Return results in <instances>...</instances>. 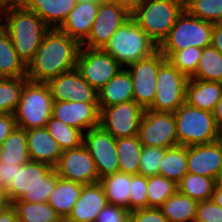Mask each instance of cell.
Masks as SVG:
<instances>
[{
    "mask_svg": "<svg viewBox=\"0 0 222 222\" xmlns=\"http://www.w3.org/2000/svg\"><path fill=\"white\" fill-rule=\"evenodd\" d=\"M81 45L58 28H50L33 60L27 65L26 78L47 83L58 75L76 68Z\"/></svg>",
    "mask_w": 222,
    "mask_h": 222,
    "instance_id": "1",
    "label": "cell"
},
{
    "mask_svg": "<svg viewBox=\"0 0 222 222\" xmlns=\"http://www.w3.org/2000/svg\"><path fill=\"white\" fill-rule=\"evenodd\" d=\"M0 26L10 36L17 55L26 66L33 60L50 29L35 12L24 6L1 9Z\"/></svg>",
    "mask_w": 222,
    "mask_h": 222,
    "instance_id": "2",
    "label": "cell"
},
{
    "mask_svg": "<svg viewBox=\"0 0 222 222\" xmlns=\"http://www.w3.org/2000/svg\"><path fill=\"white\" fill-rule=\"evenodd\" d=\"M57 175L54 167L36 161H29L16 168L15 179L6 190L10 202L21 200L25 202H48L50 194L55 189Z\"/></svg>",
    "mask_w": 222,
    "mask_h": 222,
    "instance_id": "3",
    "label": "cell"
},
{
    "mask_svg": "<svg viewBox=\"0 0 222 222\" xmlns=\"http://www.w3.org/2000/svg\"><path fill=\"white\" fill-rule=\"evenodd\" d=\"M103 49L126 68L154 54L158 45L130 18L114 32Z\"/></svg>",
    "mask_w": 222,
    "mask_h": 222,
    "instance_id": "4",
    "label": "cell"
},
{
    "mask_svg": "<svg viewBox=\"0 0 222 222\" xmlns=\"http://www.w3.org/2000/svg\"><path fill=\"white\" fill-rule=\"evenodd\" d=\"M178 145L195 146L215 142L222 138L212 112L182 104L175 112Z\"/></svg>",
    "mask_w": 222,
    "mask_h": 222,
    "instance_id": "5",
    "label": "cell"
},
{
    "mask_svg": "<svg viewBox=\"0 0 222 222\" xmlns=\"http://www.w3.org/2000/svg\"><path fill=\"white\" fill-rule=\"evenodd\" d=\"M184 9L183 0H145L131 18L159 46Z\"/></svg>",
    "mask_w": 222,
    "mask_h": 222,
    "instance_id": "6",
    "label": "cell"
},
{
    "mask_svg": "<svg viewBox=\"0 0 222 222\" xmlns=\"http://www.w3.org/2000/svg\"><path fill=\"white\" fill-rule=\"evenodd\" d=\"M54 100L46 83L27 81L13 113L17 127L25 130L45 127L52 117Z\"/></svg>",
    "mask_w": 222,
    "mask_h": 222,
    "instance_id": "7",
    "label": "cell"
},
{
    "mask_svg": "<svg viewBox=\"0 0 222 222\" xmlns=\"http://www.w3.org/2000/svg\"><path fill=\"white\" fill-rule=\"evenodd\" d=\"M213 23L193 17L186 9L178 16L159 51H180L187 47L203 49L211 45Z\"/></svg>",
    "mask_w": 222,
    "mask_h": 222,
    "instance_id": "8",
    "label": "cell"
},
{
    "mask_svg": "<svg viewBox=\"0 0 222 222\" xmlns=\"http://www.w3.org/2000/svg\"><path fill=\"white\" fill-rule=\"evenodd\" d=\"M188 80L187 76L165 59L159 66L156 95L154 102L148 109L174 113L185 103Z\"/></svg>",
    "mask_w": 222,
    "mask_h": 222,
    "instance_id": "9",
    "label": "cell"
},
{
    "mask_svg": "<svg viewBox=\"0 0 222 222\" xmlns=\"http://www.w3.org/2000/svg\"><path fill=\"white\" fill-rule=\"evenodd\" d=\"M123 68L103 48L81 46L76 69L97 92Z\"/></svg>",
    "mask_w": 222,
    "mask_h": 222,
    "instance_id": "10",
    "label": "cell"
},
{
    "mask_svg": "<svg viewBox=\"0 0 222 222\" xmlns=\"http://www.w3.org/2000/svg\"><path fill=\"white\" fill-rule=\"evenodd\" d=\"M138 137L143 146L165 149L178 146L174 113L144 109Z\"/></svg>",
    "mask_w": 222,
    "mask_h": 222,
    "instance_id": "11",
    "label": "cell"
},
{
    "mask_svg": "<svg viewBox=\"0 0 222 222\" xmlns=\"http://www.w3.org/2000/svg\"><path fill=\"white\" fill-rule=\"evenodd\" d=\"M165 59L157 50L151 56L127 66L133 83V101L143 109H148L154 102L159 66Z\"/></svg>",
    "mask_w": 222,
    "mask_h": 222,
    "instance_id": "12",
    "label": "cell"
},
{
    "mask_svg": "<svg viewBox=\"0 0 222 222\" xmlns=\"http://www.w3.org/2000/svg\"><path fill=\"white\" fill-rule=\"evenodd\" d=\"M100 126L115 139L138 135L139 123L144 109L135 101L110 107H99Z\"/></svg>",
    "mask_w": 222,
    "mask_h": 222,
    "instance_id": "13",
    "label": "cell"
},
{
    "mask_svg": "<svg viewBox=\"0 0 222 222\" xmlns=\"http://www.w3.org/2000/svg\"><path fill=\"white\" fill-rule=\"evenodd\" d=\"M83 145L95 162L99 178L119 172L116 139L100 125L84 132Z\"/></svg>",
    "mask_w": 222,
    "mask_h": 222,
    "instance_id": "14",
    "label": "cell"
},
{
    "mask_svg": "<svg viewBox=\"0 0 222 222\" xmlns=\"http://www.w3.org/2000/svg\"><path fill=\"white\" fill-rule=\"evenodd\" d=\"M54 170L59 177L83 185L100 181L95 162L83 144L64 150Z\"/></svg>",
    "mask_w": 222,
    "mask_h": 222,
    "instance_id": "15",
    "label": "cell"
},
{
    "mask_svg": "<svg viewBox=\"0 0 222 222\" xmlns=\"http://www.w3.org/2000/svg\"><path fill=\"white\" fill-rule=\"evenodd\" d=\"M130 18L131 15L116 4L107 1L101 2L90 34L81 46L103 48L114 32Z\"/></svg>",
    "mask_w": 222,
    "mask_h": 222,
    "instance_id": "16",
    "label": "cell"
},
{
    "mask_svg": "<svg viewBox=\"0 0 222 222\" xmlns=\"http://www.w3.org/2000/svg\"><path fill=\"white\" fill-rule=\"evenodd\" d=\"M52 117L83 133L100 125L98 102L54 101Z\"/></svg>",
    "mask_w": 222,
    "mask_h": 222,
    "instance_id": "17",
    "label": "cell"
},
{
    "mask_svg": "<svg viewBox=\"0 0 222 222\" xmlns=\"http://www.w3.org/2000/svg\"><path fill=\"white\" fill-rule=\"evenodd\" d=\"M221 166L222 138L212 143L187 147L188 172L215 180Z\"/></svg>",
    "mask_w": 222,
    "mask_h": 222,
    "instance_id": "18",
    "label": "cell"
},
{
    "mask_svg": "<svg viewBox=\"0 0 222 222\" xmlns=\"http://www.w3.org/2000/svg\"><path fill=\"white\" fill-rule=\"evenodd\" d=\"M108 204L100 182L85 184L80 197L65 222H96L98 214Z\"/></svg>",
    "mask_w": 222,
    "mask_h": 222,
    "instance_id": "19",
    "label": "cell"
},
{
    "mask_svg": "<svg viewBox=\"0 0 222 222\" xmlns=\"http://www.w3.org/2000/svg\"><path fill=\"white\" fill-rule=\"evenodd\" d=\"M99 7L100 3L77 2L58 29L82 45L90 34Z\"/></svg>",
    "mask_w": 222,
    "mask_h": 222,
    "instance_id": "20",
    "label": "cell"
},
{
    "mask_svg": "<svg viewBox=\"0 0 222 222\" xmlns=\"http://www.w3.org/2000/svg\"><path fill=\"white\" fill-rule=\"evenodd\" d=\"M26 140L31 161L56 166L63 151L46 127L26 130Z\"/></svg>",
    "mask_w": 222,
    "mask_h": 222,
    "instance_id": "21",
    "label": "cell"
},
{
    "mask_svg": "<svg viewBox=\"0 0 222 222\" xmlns=\"http://www.w3.org/2000/svg\"><path fill=\"white\" fill-rule=\"evenodd\" d=\"M97 93L99 107L133 101V83L127 67L121 68Z\"/></svg>",
    "mask_w": 222,
    "mask_h": 222,
    "instance_id": "22",
    "label": "cell"
},
{
    "mask_svg": "<svg viewBox=\"0 0 222 222\" xmlns=\"http://www.w3.org/2000/svg\"><path fill=\"white\" fill-rule=\"evenodd\" d=\"M77 0H26L23 6L35 12L49 28H59Z\"/></svg>",
    "mask_w": 222,
    "mask_h": 222,
    "instance_id": "23",
    "label": "cell"
},
{
    "mask_svg": "<svg viewBox=\"0 0 222 222\" xmlns=\"http://www.w3.org/2000/svg\"><path fill=\"white\" fill-rule=\"evenodd\" d=\"M221 97L222 83L189 78L185 99L189 105L212 112Z\"/></svg>",
    "mask_w": 222,
    "mask_h": 222,
    "instance_id": "24",
    "label": "cell"
},
{
    "mask_svg": "<svg viewBox=\"0 0 222 222\" xmlns=\"http://www.w3.org/2000/svg\"><path fill=\"white\" fill-rule=\"evenodd\" d=\"M83 184L59 177L55 189L48 199L49 205L56 211L62 220L70 214L73 206L80 197Z\"/></svg>",
    "mask_w": 222,
    "mask_h": 222,
    "instance_id": "25",
    "label": "cell"
},
{
    "mask_svg": "<svg viewBox=\"0 0 222 222\" xmlns=\"http://www.w3.org/2000/svg\"><path fill=\"white\" fill-rule=\"evenodd\" d=\"M108 204L123 207L129 211L131 174L116 172L100 178Z\"/></svg>",
    "mask_w": 222,
    "mask_h": 222,
    "instance_id": "26",
    "label": "cell"
},
{
    "mask_svg": "<svg viewBox=\"0 0 222 222\" xmlns=\"http://www.w3.org/2000/svg\"><path fill=\"white\" fill-rule=\"evenodd\" d=\"M27 66L17 55L10 36L0 26V77H26Z\"/></svg>",
    "mask_w": 222,
    "mask_h": 222,
    "instance_id": "27",
    "label": "cell"
},
{
    "mask_svg": "<svg viewBox=\"0 0 222 222\" xmlns=\"http://www.w3.org/2000/svg\"><path fill=\"white\" fill-rule=\"evenodd\" d=\"M198 201L177 191L160 207L169 222H194Z\"/></svg>",
    "mask_w": 222,
    "mask_h": 222,
    "instance_id": "28",
    "label": "cell"
},
{
    "mask_svg": "<svg viewBox=\"0 0 222 222\" xmlns=\"http://www.w3.org/2000/svg\"><path fill=\"white\" fill-rule=\"evenodd\" d=\"M0 160L4 163L24 165L31 161L26 140V130L17 127L0 147Z\"/></svg>",
    "mask_w": 222,
    "mask_h": 222,
    "instance_id": "29",
    "label": "cell"
},
{
    "mask_svg": "<svg viewBox=\"0 0 222 222\" xmlns=\"http://www.w3.org/2000/svg\"><path fill=\"white\" fill-rule=\"evenodd\" d=\"M159 175L178 184L188 173L187 147L178 145L167 148L159 164Z\"/></svg>",
    "mask_w": 222,
    "mask_h": 222,
    "instance_id": "30",
    "label": "cell"
},
{
    "mask_svg": "<svg viewBox=\"0 0 222 222\" xmlns=\"http://www.w3.org/2000/svg\"><path fill=\"white\" fill-rule=\"evenodd\" d=\"M142 147L138 135L116 139L119 172L138 174Z\"/></svg>",
    "mask_w": 222,
    "mask_h": 222,
    "instance_id": "31",
    "label": "cell"
},
{
    "mask_svg": "<svg viewBox=\"0 0 222 222\" xmlns=\"http://www.w3.org/2000/svg\"><path fill=\"white\" fill-rule=\"evenodd\" d=\"M19 222H61L62 219L48 202H25L16 200L12 202Z\"/></svg>",
    "mask_w": 222,
    "mask_h": 222,
    "instance_id": "32",
    "label": "cell"
},
{
    "mask_svg": "<svg viewBox=\"0 0 222 222\" xmlns=\"http://www.w3.org/2000/svg\"><path fill=\"white\" fill-rule=\"evenodd\" d=\"M190 79L222 83V54L212 45L204 47L196 72Z\"/></svg>",
    "mask_w": 222,
    "mask_h": 222,
    "instance_id": "33",
    "label": "cell"
},
{
    "mask_svg": "<svg viewBox=\"0 0 222 222\" xmlns=\"http://www.w3.org/2000/svg\"><path fill=\"white\" fill-rule=\"evenodd\" d=\"M177 187L180 193L199 202L211 199L215 181L213 178L188 172Z\"/></svg>",
    "mask_w": 222,
    "mask_h": 222,
    "instance_id": "34",
    "label": "cell"
},
{
    "mask_svg": "<svg viewBox=\"0 0 222 222\" xmlns=\"http://www.w3.org/2000/svg\"><path fill=\"white\" fill-rule=\"evenodd\" d=\"M45 127L49 134L58 142L62 151L75 149L83 144L84 133L59 119L51 117Z\"/></svg>",
    "mask_w": 222,
    "mask_h": 222,
    "instance_id": "35",
    "label": "cell"
},
{
    "mask_svg": "<svg viewBox=\"0 0 222 222\" xmlns=\"http://www.w3.org/2000/svg\"><path fill=\"white\" fill-rule=\"evenodd\" d=\"M27 81L26 77H0V113L13 114L15 112L23 85Z\"/></svg>",
    "mask_w": 222,
    "mask_h": 222,
    "instance_id": "36",
    "label": "cell"
},
{
    "mask_svg": "<svg viewBox=\"0 0 222 222\" xmlns=\"http://www.w3.org/2000/svg\"><path fill=\"white\" fill-rule=\"evenodd\" d=\"M162 55L182 74L191 78L200 60L202 49L198 47H187L180 51H160Z\"/></svg>",
    "mask_w": 222,
    "mask_h": 222,
    "instance_id": "37",
    "label": "cell"
},
{
    "mask_svg": "<svg viewBox=\"0 0 222 222\" xmlns=\"http://www.w3.org/2000/svg\"><path fill=\"white\" fill-rule=\"evenodd\" d=\"M177 191V184L164 176L156 175L148 177V207L160 208L162 204Z\"/></svg>",
    "mask_w": 222,
    "mask_h": 222,
    "instance_id": "38",
    "label": "cell"
},
{
    "mask_svg": "<svg viewBox=\"0 0 222 222\" xmlns=\"http://www.w3.org/2000/svg\"><path fill=\"white\" fill-rule=\"evenodd\" d=\"M185 9L196 18L210 23L222 22V0H183Z\"/></svg>",
    "mask_w": 222,
    "mask_h": 222,
    "instance_id": "39",
    "label": "cell"
},
{
    "mask_svg": "<svg viewBox=\"0 0 222 222\" xmlns=\"http://www.w3.org/2000/svg\"><path fill=\"white\" fill-rule=\"evenodd\" d=\"M165 150V148L143 146L138 174L145 177L159 175V164L164 156Z\"/></svg>",
    "mask_w": 222,
    "mask_h": 222,
    "instance_id": "40",
    "label": "cell"
},
{
    "mask_svg": "<svg viewBox=\"0 0 222 222\" xmlns=\"http://www.w3.org/2000/svg\"><path fill=\"white\" fill-rule=\"evenodd\" d=\"M54 101H67L73 97L74 69L64 72L46 83Z\"/></svg>",
    "mask_w": 222,
    "mask_h": 222,
    "instance_id": "41",
    "label": "cell"
},
{
    "mask_svg": "<svg viewBox=\"0 0 222 222\" xmlns=\"http://www.w3.org/2000/svg\"><path fill=\"white\" fill-rule=\"evenodd\" d=\"M147 186L148 177L140 174H131L129 212L136 209L148 208Z\"/></svg>",
    "mask_w": 222,
    "mask_h": 222,
    "instance_id": "42",
    "label": "cell"
},
{
    "mask_svg": "<svg viewBox=\"0 0 222 222\" xmlns=\"http://www.w3.org/2000/svg\"><path fill=\"white\" fill-rule=\"evenodd\" d=\"M69 101L74 102H98V93L81 76L78 70L74 69L73 97Z\"/></svg>",
    "mask_w": 222,
    "mask_h": 222,
    "instance_id": "43",
    "label": "cell"
},
{
    "mask_svg": "<svg viewBox=\"0 0 222 222\" xmlns=\"http://www.w3.org/2000/svg\"><path fill=\"white\" fill-rule=\"evenodd\" d=\"M195 221L222 222V207L215 204L212 199L199 201Z\"/></svg>",
    "mask_w": 222,
    "mask_h": 222,
    "instance_id": "44",
    "label": "cell"
},
{
    "mask_svg": "<svg viewBox=\"0 0 222 222\" xmlns=\"http://www.w3.org/2000/svg\"><path fill=\"white\" fill-rule=\"evenodd\" d=\"M96 222H130L129 211L117 205L107 204L98 214Z\"/></svg>",
    "mask_w": 222,
    "mask_h": 222,
    "instance_id": "45",
    "label": "cell"
},
{
    "mask_svg": "<svg viewBox=\"0 0 222 222\" xmlns=\"http://www.w3.org/2000/svg\"><path fill=\"white\" fill-rule=\"evenodd\" d=\"M130 222H169L160 208H143L129 212Z\"/></svg>",
    "mask_w": 222,
    "mask_h": 222,
    "instance_id": "46",
    "label": "cell"
},
{
    "mask_svg": "<svg viewBox=\"0 0 222 222\" xmlns=\"http://www.w3.org/2000/svg\"><path fill=\"white\" fill-rule=\"evenodd\" d=\"M22 165L4 163L0 160V187L7 190L11 185L13 179H15L16 168H20Z\"/></svg>",
    "mask_w": 222,
    "mask_h": 222,
    "instance_id": "47",
    "label": "cell"
},
{
    "mask_svg": "<svg viewBox=\"0 0 222 222\" xmlns=\"http://www.w3.org/2000/svg\"><path fill=\"white\" fill-rule=\"evenodd\" d=\"M16 126V120L13 114L0 113V147Z\"/></svg>",
    "mask_w": 222,
    "mask_h": 222,
    "instance_id": "48",
    "label": "cell"
},
{
    "mask_svg": "<svg viewBox=\"0 0 222 222\" xmlns=\"http://www.w3.org/2000/svg\"><path fill=\"white\" fill-rule=\"evenodd\" d=\"M114 3L117 6L125 9L130 15L145 1V0H104Z\"/></svg>",
    "mask_w": 222,
    "mask_h": 222,
    "instance_id": "49",
    "label": "cell"
},
{
    "mask_svg": "<svg viewBox=\"0 0 222 222\" xmlns=\"http://www.w3.org/2000/svg\"><path fill=\"white\" fill-rule=\"evenodd\" d=\"M211 45L222 54V22L213 24Z\"/></svg>",
    "mask_w": 222,
    "mask_h": 222,
    "instance_id": "50",
    "label": "cell"
},
{
    "mask_svg": "<svg viewBox=\"0 0 222 222\" xmlns=\"http://www.w3.org/2000/svg\"><path fill=\"white\" fill-rule=\"evenodd\" d=\"M0 222H19L17 212L12 205L0 211Z\"/></svg>",
    "mask_w": 222,
    "mask_h": 222,
    "instance_id": "51",
    "label": "cell"
},
{
    "mask_svg": "<svg viewBox=\"0 0 222 222\" xmlns=\"http://www.w3.org/2000/svg\"><path fill=\"white\" fill-rule=\"evenodd\" d=\"M212 114L215 118L216 124L222 132V97L215 105Z\"/></svg>",
    "mask_w": 222,
    "mask_h": 222,
    "instance_id": "52",
    "label": "cell"
},
{
    "mask_svg": "<svg viewBox=\"0 0 222 222\" xmlns=\"http://www.w3.org/2000/svg\"><path fill=\"white\" fill-rule=\"evenodd\" d=\"M12 203L10 202L7 191L0 187V211L7 209Z\"/></svg>",
    "mask_w": 222,
    "mask_h": 222,
    "instance_id": "53",
    "label": "cell"
},
{
    "mask_svg": "<svg viewBox=\"0 0 222 222\" xmlns=\"http://www.w3.org/2000/svg\"><path fill=\"white\" fill-rule=\"evenodd\" d=\"M26 0H0V10L10 6H23Z\"/></svg>",
    "mask_w": 222,
    "mask_h": 222,
    "instance_id": "54",
    "label": "cell"
},
{
    "mask_svg": "<svg viewBox=\"0 0 222 222\" xmlns=\"http://www.w3.org/2000/svg\"><path fill=\"white\" fill-rule=\"evenodd\" d=\"M211 199L215 204L222 207V188L215 186Z\"/></svg>",
    "mask_w": 222,
    "mask_h": 222,
    "instance_id": "55",
    "label": "cell"
},
{
    "mask_svg": "<svg viewBox=\"0 0 222 222\" xmlns=\"http://www.w3.org/2000/svg\"><path fill=\"white\" fill-rule=\"evenodd\" d=\"M214 181H215L216 187L222 188V166H221L220 170L218 171V174H217Z\"/></svg>",
    "mask_w": 222,
    "mask_h": 222,
    "instance_id": "56",
    "label": "cell"
},
{
    "mask_svg": "<svg viewBox=\"0 0 222 222\" xmlns=\"http://www.w3.org/2000/svg\"><path fill=\"white\" fill-rule=\"evenodd\" d=\"M104 0H77V2H92V3H101Z\"/></svg>",
    "mask_w": 222,
    "mask_h": 222,
    "instance_id": "57",
    "label": "cell"
}]
</instances>
